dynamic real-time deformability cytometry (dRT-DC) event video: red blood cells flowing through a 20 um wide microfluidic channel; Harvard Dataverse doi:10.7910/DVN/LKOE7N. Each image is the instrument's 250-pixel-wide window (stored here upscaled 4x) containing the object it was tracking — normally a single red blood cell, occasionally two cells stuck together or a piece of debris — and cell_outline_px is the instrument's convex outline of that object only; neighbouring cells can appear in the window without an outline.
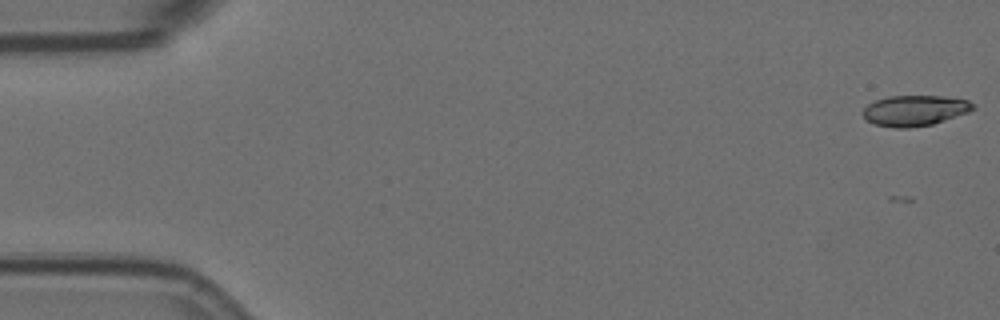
{"species": "Egyptian fruit bat (a non-hibernating species)", "species_latin": "Rousettus aegyptiacus", "temperature_condition": "room temperature", "stored_images_in_passage": 6, "camera_frame_rate_fps": 3000, "um_per_image_px": 0.085, "animal": {"sex": "female"}, "frame": {"image": 1, "passage_image": 1, "time_ms": 0.0, "image_size_px": [1000, 320], "cell_outline_px": [[976, 108], [968, 112], [932, 124], [908, 128], [896, 128], [876, 124], [868, 120], [860, 112], [868, 104], [876, 100], [888, 96], [944, 96], [968, 100], [976, 104]], "centroid_in_image_um": [77.77, 9.38], "position_along_channel_um": 7.2, "area_um2": 19.59}}
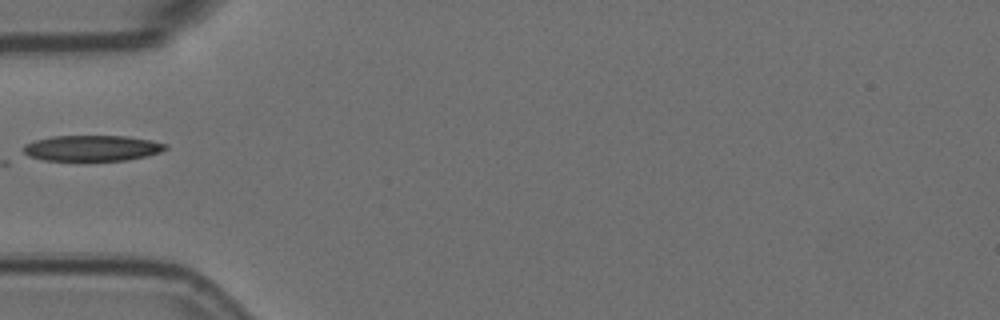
{"frame": {"image": 2, "passage_image": 6, "time_ms": 1.667, "image_size_px": [1000, 320], "cell_outline_px": [[168, 148], [160, 152], [148, 156], [124, 160], [44, 160], [28, 156], [24, 152], [24, 144], [36, 140], [52, 136], [124, 136], [152, 140], [168, 144]], "centroid_in_image_um": [7.86, 12.58], "position_along_channel_um": 77.1, "area_um2": 21.27}}